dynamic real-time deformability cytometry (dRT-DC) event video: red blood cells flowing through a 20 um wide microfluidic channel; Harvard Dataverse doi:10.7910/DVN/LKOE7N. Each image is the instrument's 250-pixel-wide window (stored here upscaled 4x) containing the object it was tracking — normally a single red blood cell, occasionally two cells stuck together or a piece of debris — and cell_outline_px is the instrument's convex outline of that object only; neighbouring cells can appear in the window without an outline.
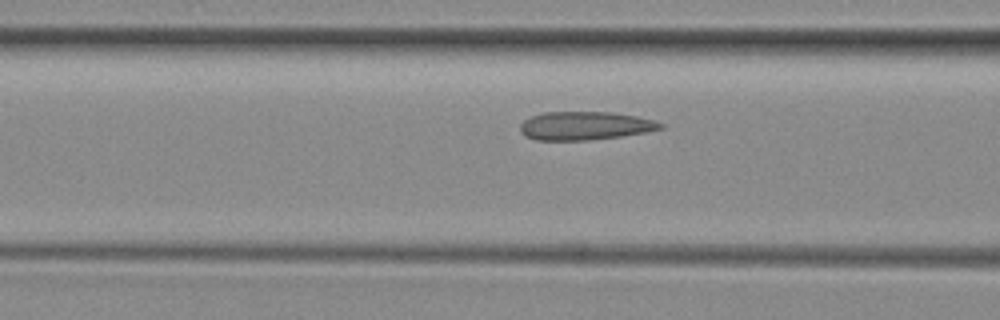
{"species": "common noctule bat (a hibernating species)", "species_latin": "Nyctalus noctula", "temperature_condition": "room temperature", "stored_images_in_passage": 17, "camera_frame_rate_fps": 3000, "um_per_image_px": 0.085, "animal": {"sex": "female", "body_mass_g": 29.2, "forearm_length_mm": 56.3}, "frame": {"image": 1, "passage_image": 15, "time_ms": 4.667, "image_size_px": [1000, 320], "cell_outline_px": [[664, 128], [648, 132], [620, 136], [588, 140], [536, 140], [524, 136], [520, 132], [520, 124], [524, 120], [532, 116], [544, 112], [612, 112], [636, 116], [652, 120], [664, 124]], "centroid_in_image_um": [49.71, 10.69], "position_along_channel_um": 116.9, "area_um2": 23.24}}